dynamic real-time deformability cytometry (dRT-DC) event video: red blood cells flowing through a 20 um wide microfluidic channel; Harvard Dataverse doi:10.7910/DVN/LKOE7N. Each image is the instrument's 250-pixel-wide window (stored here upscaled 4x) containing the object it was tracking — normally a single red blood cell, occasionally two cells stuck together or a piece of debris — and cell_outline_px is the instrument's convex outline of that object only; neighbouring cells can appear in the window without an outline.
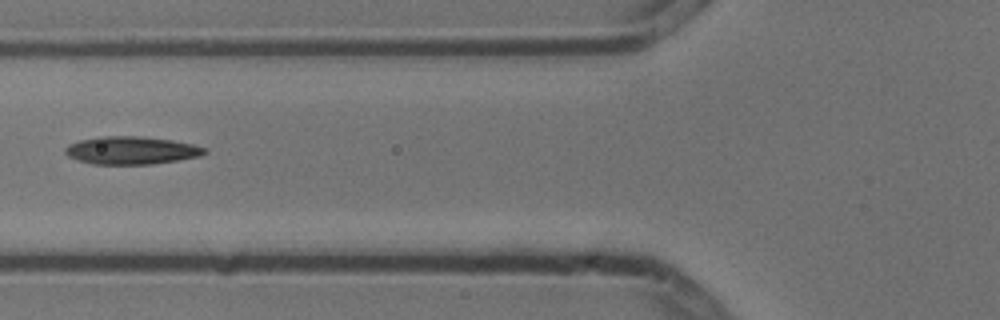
{"species": "common noctule bat (a hibernating species)", "species_latin": "Nyctalus noctula", "temperature_condition": "cold", "stored_images_in_passage": 3, "camera_frame_rate_fps": 3000, "um_per_image_px": 0.085, "animal": {"sex": "male", "body_mass_g": 13.3}, "frame": {"image": 1, "passage_image": 3, "time_ms": 0.667, "image_size_px": [1000, 320], "cell_outline_px": [[208, 152], [200, 156], [152, 164], [92, 164], [68, 156], [64, 152], [64, 148], [68, 144], [80, 140], [96, 136], [144, 136], [172, 140], [192, 144], [208, 148]], "centroid_in_image_um": [11.16, 12.77], "position_along_channel_um": 114.6, "area_um2": 22.72}}